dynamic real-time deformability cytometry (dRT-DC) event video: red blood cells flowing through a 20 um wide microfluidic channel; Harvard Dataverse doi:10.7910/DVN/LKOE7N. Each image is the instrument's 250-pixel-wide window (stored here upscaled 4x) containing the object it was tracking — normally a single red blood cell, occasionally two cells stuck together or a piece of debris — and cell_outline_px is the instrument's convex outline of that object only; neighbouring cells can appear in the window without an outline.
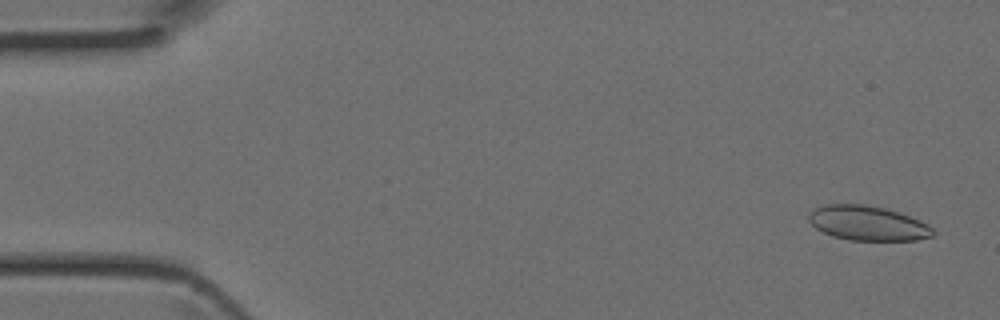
{"species": "Egyptian fruit bat (a non-hibernating species)", "species_latin": "Rousettus aegyptiacus", "temperature_condition": "room temperature", "stored_images_in_passage": 43, "camera_frame_rate_fps": 3000, "um_per_image_px": 0.085, "animal": {"sex": "female"}, "frame": {"image": 1, "passage_image": 2, "time_ms": 0.333, "image_size_px": [1000, 320], "cell_outline_px": [[936, 232], [932, 236], [916, 240], [848, 240], [832, 236], [816, 228], [808, 220], [808, 212], [812, 208], [824, 204], [864, 204], [884, 208], [900, 212], [920, 220], [932, 228]], "centroid_in_image_um": [73.72, 18.96], "position_along_channel_um": 11.3, "area_um2": 25.26}}
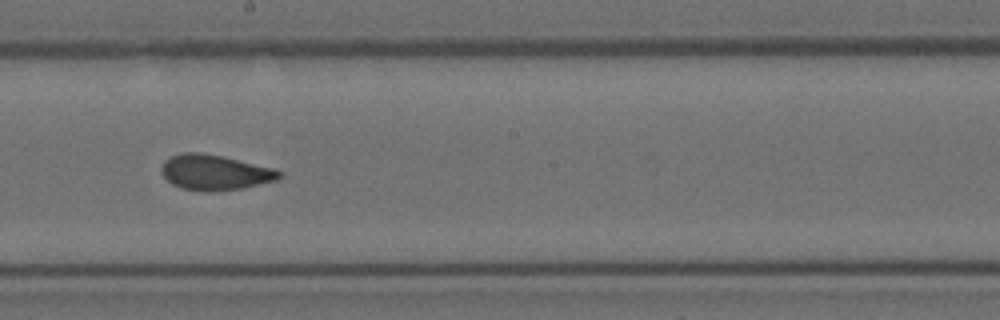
{"frame": {"image": 2, "passage_image": 24, "time_ms": 7.667, "image_size_px": [1000, 320], "cell_outline_px": [[284, 176], [276, 180], [244, 188], [180, 188], [172, 184], [160, 172], [160, 168], [164, 160], [168, 156], [184, 152], [200, 152], [220, 156], [276, 168], [284, 172]], "centroid_in_image_um": [18.29, 14.6], "position_along_channel_um": 229.9, "area_um2": 23.64}}
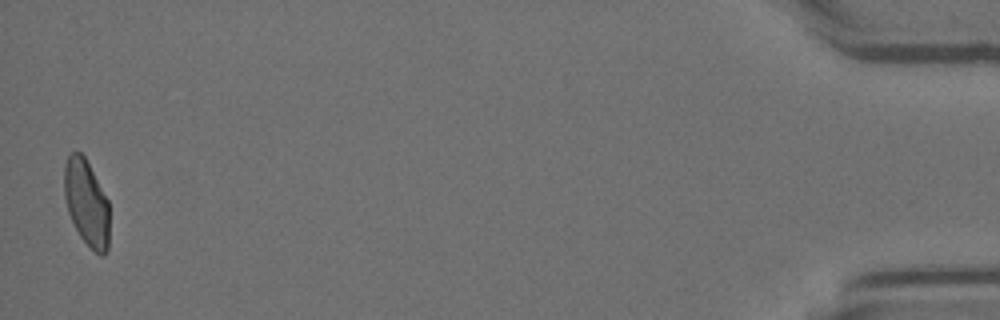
{"frame": {"image": 3, "passage_image": 43, "time_ms": 14.0, "image_size_px": [1000, 320], "cell_outline_px": [[108, 248], [104, 256], [100, 256], [80, 236], [68, 212], [64, 196], [64, 164], [68, 156], [72, 152], [80, 152], [84, 156], [108, 200]], "centroid_in_image_um": [7.34, 17.23], "position_along_channel_um": 427.9, "area_um2": 22.37}}